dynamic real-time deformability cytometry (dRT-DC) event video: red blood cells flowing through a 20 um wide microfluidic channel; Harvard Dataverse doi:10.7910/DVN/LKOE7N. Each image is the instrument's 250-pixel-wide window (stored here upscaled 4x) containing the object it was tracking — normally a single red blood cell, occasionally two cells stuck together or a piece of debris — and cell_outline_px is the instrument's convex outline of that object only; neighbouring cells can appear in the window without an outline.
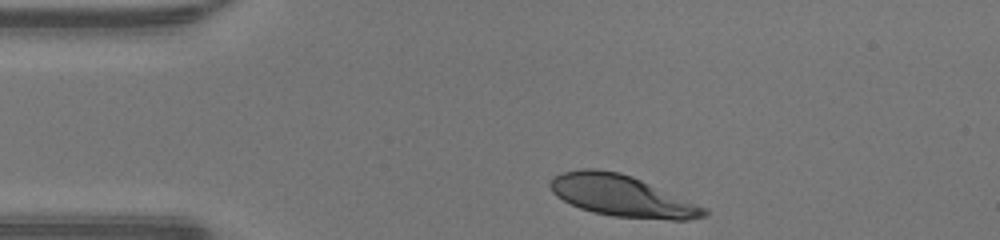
{"species": "human", "species_latin": "Homo sapiens", "temperature_condition": "warm", "stored_images_in_passage": 30, "camera_frame_rate_fps": 3000, "um_per_image_px": 0.085, "donor": {"sex": "male"}, "frame": {"image": 1, "passage_image": 1, "time_ms": 0.0, "image_size_px": [1000, 240], "cell_outline_px": [[708, 216], [688, 220], [672, 220], [612, 216], [592, 212], [580, 208], [556, 196], [552, 192], [548, 184], [556, 176], [564, 172], [580, 168], [592, 168], [620, 172], [632, 176], [708, 208]], "centroid_in_image_um": [52.89, 16.66], "position_along_channel_um": 32.1, "area_um2": 37.05}}
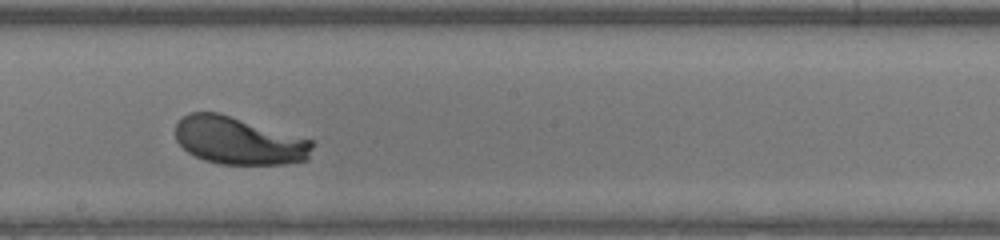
{"frame": {"image": 2, "passage_image": 18, "time_ms": 5.667, "image_size_px": [1000, 240], "cell_outline_px": [[316, 144], [308, 160], [288, 164], [220, 164], [204, 160], [188, 152], [176, 140], [176, 124], [188, 112], [220, 112], [312, 140]], "centroid_in_image_um": [20.33, 11.96], "position_along_channel_um": 227.9, "area_um2": 38.21}}
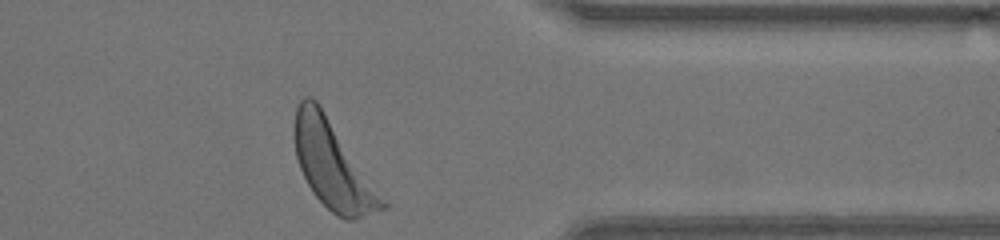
{"frame": {"image": 3, "passage_image": 30, "time_ms": 9.667, "image_size_px": [1000, 240], "cell_outline_px": [[388, 208], [356, 220], [344, 220], [336, 216], [312, 192], [300, 168], [296, 156], [292, 132], [292, 128], [296, 108], [300, 100], [304, 96], [312, 96], [316, 100], [388, 204]], "centroid_in_image_um": [28.25, 14.05], "position_along_channel_um": 383.1, "area_um2": 44.27}, "authors_computed_cell_mechanics": {"area_um2": 38.8127, "velocity_mm_per_s": 4.2606, "shape_relaxation_time_tau1_ms": 1.9394, "shape_relaxation_time_tau2_ms": null, "deformation_change_tau1": 0.1716, "deformation_change_tau2": null}}